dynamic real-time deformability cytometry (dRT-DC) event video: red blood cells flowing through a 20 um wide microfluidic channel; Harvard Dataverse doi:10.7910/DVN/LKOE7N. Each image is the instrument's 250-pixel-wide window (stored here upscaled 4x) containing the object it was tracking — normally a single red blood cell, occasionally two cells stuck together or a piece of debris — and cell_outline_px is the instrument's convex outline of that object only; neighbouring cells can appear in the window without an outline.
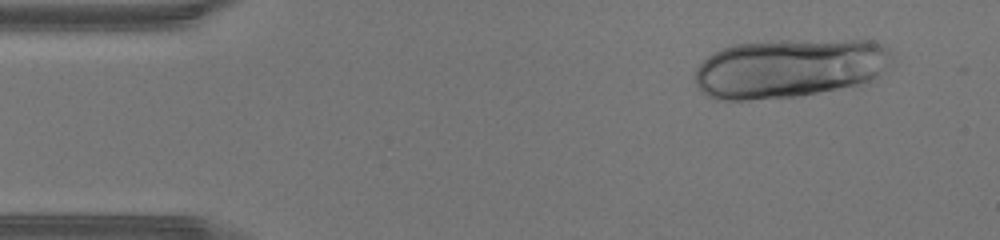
{"species": "human", "species_latin": "Homo sapiens", "temperature_condition": "warm", "stored_images_in_passage": 42, "segment_of_instrument_passage": [1, 2], "camera_frame_rate_fps": 3000, "um_per_image_px": 0.085, "donor": {"sex": "male"}, "frame": {"image": 1, "passage_image": 3, "time_ms": 0.667, "image_size_px": [1000, 240], "cell_outline_px": [[892, 56], [880, 72], [872, 80], [864, 84], [796, 96], [748, 100], [716, 100], [700, 92], [696, 84], [696, 68], [708, 56], [724, 48], [736, 44], [780, 40], [872, 40], [884, 44], [892, 48]], "centroid_in_image_um": [67.11, 5.79], "position_along_channel_um": 17.9, "area_um2": 68.03}}